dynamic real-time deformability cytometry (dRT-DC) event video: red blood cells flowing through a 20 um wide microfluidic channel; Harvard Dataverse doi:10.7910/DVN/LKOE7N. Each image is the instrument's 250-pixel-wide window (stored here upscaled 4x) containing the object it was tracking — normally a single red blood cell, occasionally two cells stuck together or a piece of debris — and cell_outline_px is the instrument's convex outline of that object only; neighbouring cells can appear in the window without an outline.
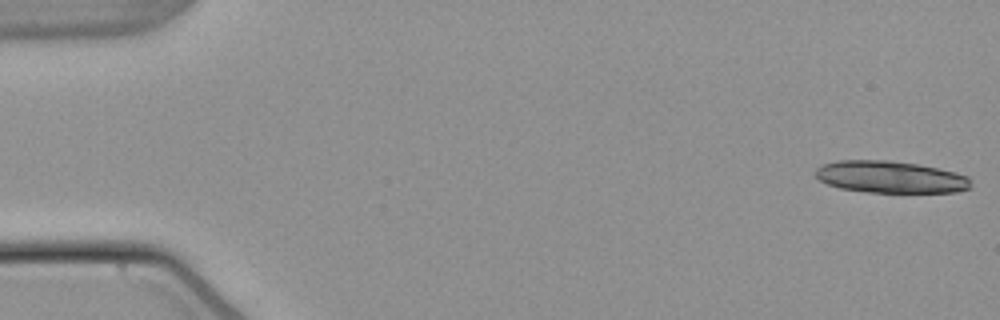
{"species": "common noctule bat (a hibernating species)", "species_latin": "Nyctalus noctula", "temperature_condition": "warm", "stored_images_in_passage": 40, "camera_frame_rate_fps": 3000, "um_per_image_px": 0.085, "animal": {"sex": "male", "body_mass_g": 21.5, "forearm_length_mm": 52.0}, "frame": {"image": 1, "passage_image": 1, "time_ms": 0.0, "image_size_px": [1000, 320], "cell_outline_px": [[972, 180], [968, 188], [956, 192], [868, 192], [840, 188], [828, 184], [820, 180], [816, 176], [816, 168], [824, 164], [840, 160], [888, 160], [916, 164], [936, 168], [968, 176]], "centroid_in_image_um": [75.67, 15.04], "position_along_channel_um": 9.3, "area_um2": 28.61}}
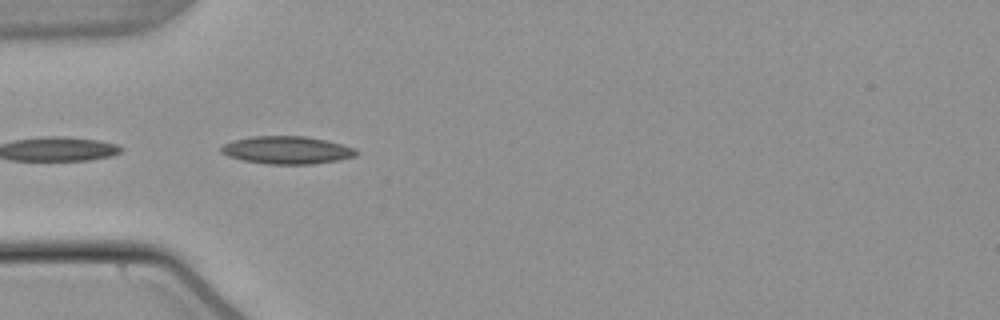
{"frame": {"image": 2, "passage_image": 17, "time_ms": 5.333, "image_size_px": [1000, 320], "cell_outline_px": [[360, 152], [356, 156], [340, 160], [312, 164], [264, 164], [244, 160], [228, 156], [220, 152], [220, 148], [224, 144], [232, 140], [252, 136], [304, 136], [324, 140], [356, 148]], "centroid_in_image_um": [24.39, 12.76], "position_along_channel_um": 60.6, "area_um2": 21.91}}